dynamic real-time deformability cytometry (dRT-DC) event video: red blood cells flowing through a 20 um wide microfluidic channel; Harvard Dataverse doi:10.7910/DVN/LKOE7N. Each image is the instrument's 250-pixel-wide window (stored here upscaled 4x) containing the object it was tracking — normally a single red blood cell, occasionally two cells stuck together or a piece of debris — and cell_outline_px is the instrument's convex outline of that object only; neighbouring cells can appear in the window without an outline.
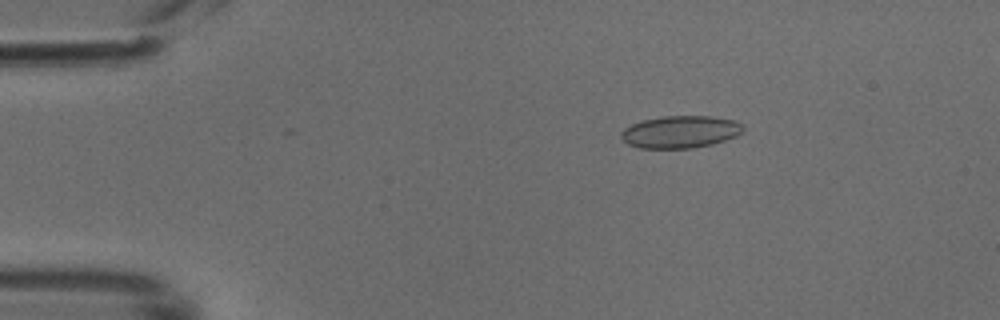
{"species": "common noctule bat (a hibernating species)", "species_latin": "Nyctalus noctula", "temperature_condition": "cold", "stored_images_in_passage": 49, "camera_frame_rate_fps": 3000, "um_per_image_px": 0.085, "animal": {"sex": "male", "body_mass_g": 18.8}, "frame": {"image": 1, "passage_image": 8, "time_ms": 2.333, "image_size_px": [1000, 320], "cell_outline_px": [[744, 128], [736, 136], [712, 144], [692, 148], [640, 148], [628, 144], [620, 136], [620, 132], [624, 128], [632, 124], [644, 120], [664, 116], [712, 116], [732, 120], [740, 124]], "centroid_in_image_um": [57.8, 11.21], "position_along_channel_um": 27.2, "area_um2": 22.72}}
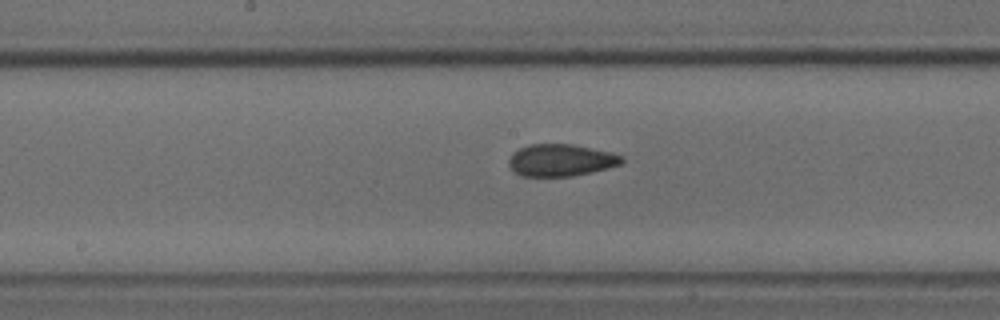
{"frame": {"image": 2, "passage_image": 25, "time_ms": 8.0, "image_size_px": [1000, 320], "cell_outline_px": [[624, 160], [620, 164], [608, 168], [592, 172], [572, 176], [520, 176], [508, 164], [508, 160], [512, 152], [528, 144], [572, 144], [612, 152], [624, 156]], "centroid_in_image_um": [47.68, 13.61], "position_along_channel_um": 200.5, "area_um2": 21.21}}
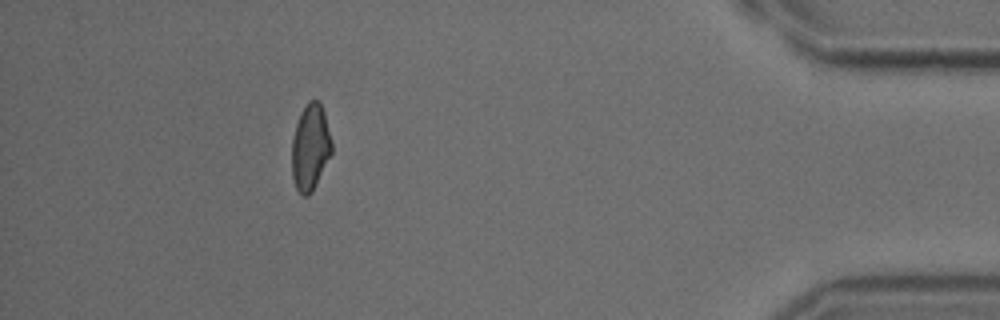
{"frame": {"image": 3, "passage_image": 44, "time_ms": 14.333, "image_size_px": [1000, 320], "cell_outline_px": [[332, 152], [312, 192], [308, 196], [304, 196], [296, 188], [292, 176], [292, 140], [296, 124], [300, 112], [308, 100], [320, 100], [324, 112], [332, 140]], "centroid_in_image_um": [26.38, 12.49], "position_along_channel_um": 408.8, "area_um2": 20.11}}